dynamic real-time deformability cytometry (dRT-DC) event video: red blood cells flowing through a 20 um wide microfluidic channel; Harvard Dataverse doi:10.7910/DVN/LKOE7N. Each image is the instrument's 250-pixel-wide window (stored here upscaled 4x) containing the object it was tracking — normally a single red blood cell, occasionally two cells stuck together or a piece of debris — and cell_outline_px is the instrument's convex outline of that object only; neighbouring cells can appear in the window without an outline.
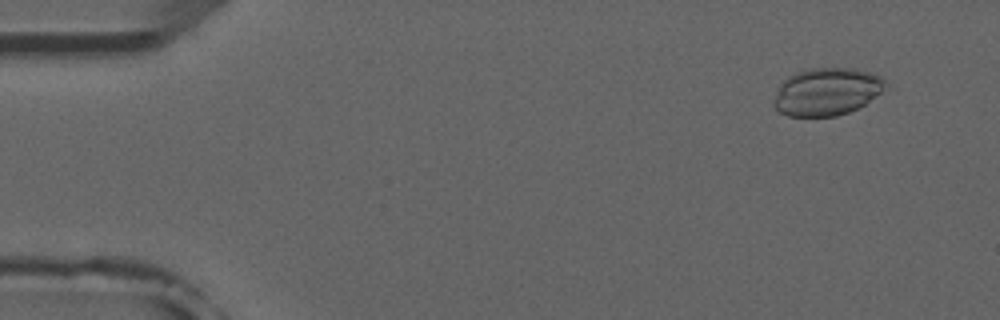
{"species": "common noctule bat (a hibernating species)", "species_latin": "Nyctalus noctula", "temperature_condition": "room temperature", "stored_images_in_passage": 6, "camera_frame_rate_fps": 3000, "um_per_image_px": 0.085, "animal": {"sex": "male", "forearm_length_mm": 52.5}, "frame": {"image": 1, "passage_image": 2, "time_ms": 1.0, "image_size_px": [1000, 320], "cell_outline_px": [[892, 88], [864, 104], [848, 112], [836, 116], [788, 116], [780, 112], [776, 108], [772, 100], [776, 92], [784, 80], [788, 76], [796, 72], [808, 68], [856, 68], [880, 76]], "centroid_in_image_um": [70.33, 7.78], "position_along_channel_um": 14.7, "area_um2": 31.27}}